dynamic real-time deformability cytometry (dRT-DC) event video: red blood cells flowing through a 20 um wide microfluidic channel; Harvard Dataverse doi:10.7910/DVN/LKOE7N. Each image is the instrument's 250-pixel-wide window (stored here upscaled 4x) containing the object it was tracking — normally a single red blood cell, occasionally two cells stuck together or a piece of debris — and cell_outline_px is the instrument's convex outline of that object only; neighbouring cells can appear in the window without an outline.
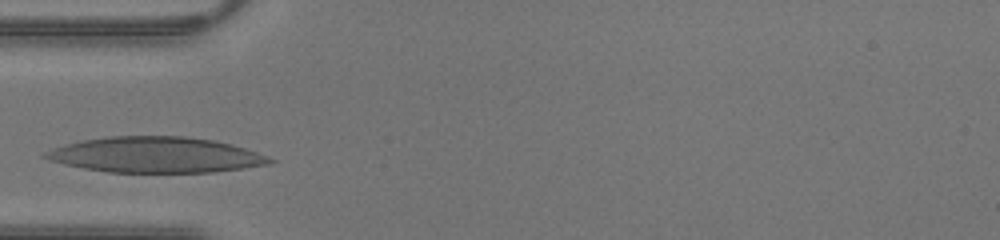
{"species": "human", "species_latin": "Homo sapiens", "temperature_condition": "warm", "stored_images_in_passage": 21, "camera_frame_rate_fps": 3000, "um_per_image_px": 0.085, "donor": {"sex": "male"}, "frame": {"image": 1, "passage_image": 1, "time_ms": 0.0, "image_size_px": [1000, 240], "cell_outline_px": [[276, 160], [272, 164], [216, 172], [108, 172], [84, 168], [64, 164], [48, 160], [40, 156], [44, 152], [64, 144], [84, 140], [108, 136], [188, 136], [212, 140], [232, 144], [268, 156]], "centroid_in_image_um": [13.24, 13.16], "position_along_channel_um": 71.8, "area_um2": 46.7}}
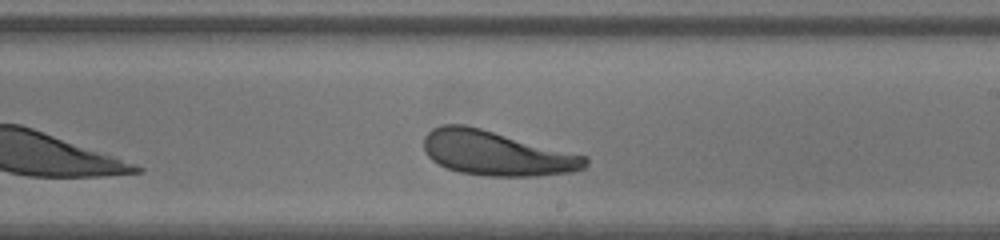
{"frame": {"image": 2, "passage_image": 12, "time_ms": 3.667, "image_size_px": [1000, 240], "cell_outline_px": [[588, 164], [584, 168], [572, 172], [536, 176], [488, 176], [460, 172], [448, 168], [432, 160], [424, 152], [424, 136], [432, 128], [444, 124], [464, 124], [480, 128], [588, 156]], "centroid_in_image_um": [42.2, 13.02], "position_along_channel_um": 246.8, "area_um2": 41.91}}
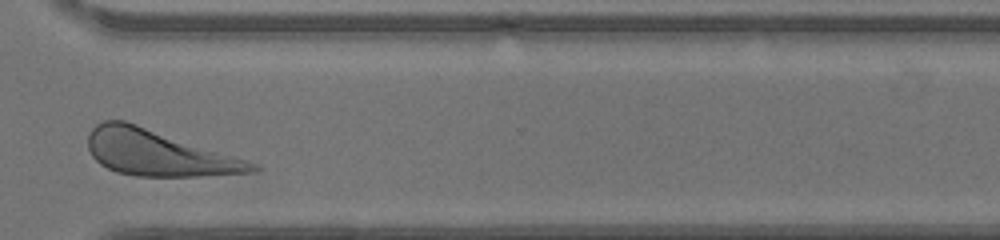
{"frame": {"image": 3, "passage_image": 19, "time_ms": 6.0, "image_size_px": [1000, 240], "cell_outline_px": [[260, 168], [256, 172], [196, 176], [136, 176], [116, 172], [100, 164], [92, 156], [88, 148], [88, 132], [96, 124], [104, 120], [124, 120], [248, 160], [256, 164]], "centroid_in_image_um": [13.42, 13.0], "position_along_channel_um": 357.2, "area_um2": 43.47}}